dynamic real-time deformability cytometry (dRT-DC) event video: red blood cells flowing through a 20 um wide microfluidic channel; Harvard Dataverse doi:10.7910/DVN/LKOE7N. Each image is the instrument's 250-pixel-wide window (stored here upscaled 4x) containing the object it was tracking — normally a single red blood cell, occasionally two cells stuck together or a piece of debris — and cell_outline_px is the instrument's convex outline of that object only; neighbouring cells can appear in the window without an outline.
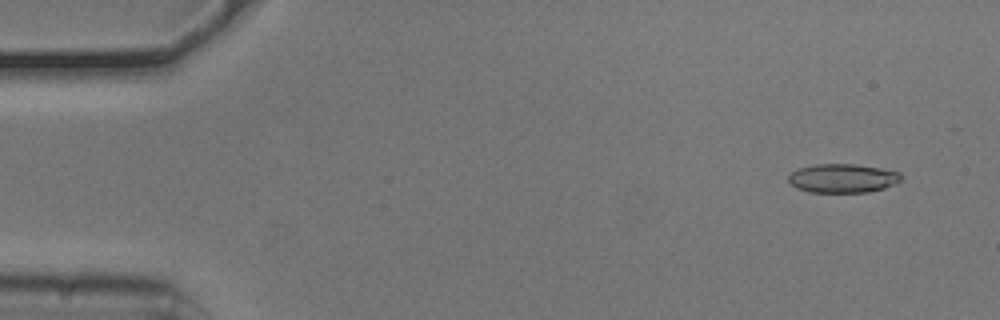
{"species": "common noctule bat (a hibernating species)", "species_latin": "Nyctalus noctula", "temperature_condition": "cold", "stored_images_in_passage": 30, "camera_frame_rate_fps": 3000, "um_per_image_px": 0.085, "animal": {"sex": "male", "body_mass_g": 20.5, "forearm_length_mm": 52.5}, "frame": {"image": 1, "passage_image": 4, "time_ms": 1.0, "image_size_px": [1000, 320], "cell_outline_px": [[900, 180], [896, 184], [884, 188], [868, 192], [808, 192], [796, 188], [788, 180], [788, 176], [792, 172], [800, 168], [816, 164], [856, 164], [880, 168], [900, 172]], "centroid_in_image_um": [71.63, 15.15], "position_along_channel_um": 13.4, "area_um2": 18.9}}
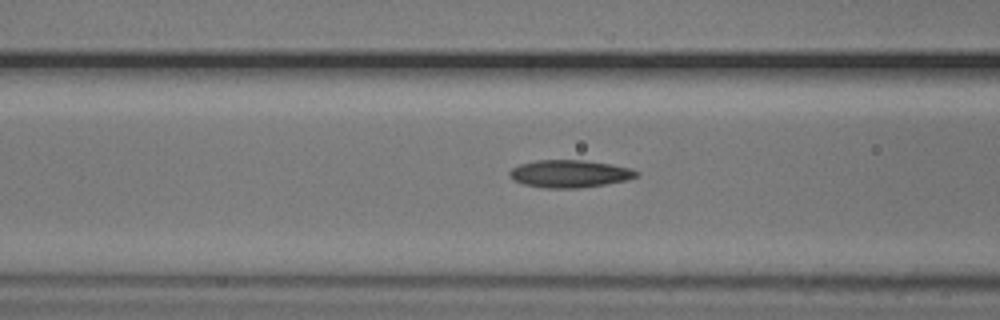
{"frame": {"image": 2, "passage_image": 21, "time_ms": 6.667, "image_size_px": [1000, 320], "cell_outline_px": [[640, 172], [636, 176], [628, 180], [580, 188], [544, 188], [524, 184], [512, 180], [508, 172], [512, 168], [520, 164], [536, 160], [584, 160], [612, 164], [632, 168]], "centroid_in_image_um": [48.42, 14.76], "position_along_channel_um": 118.2, "area_um2": 20.46}}
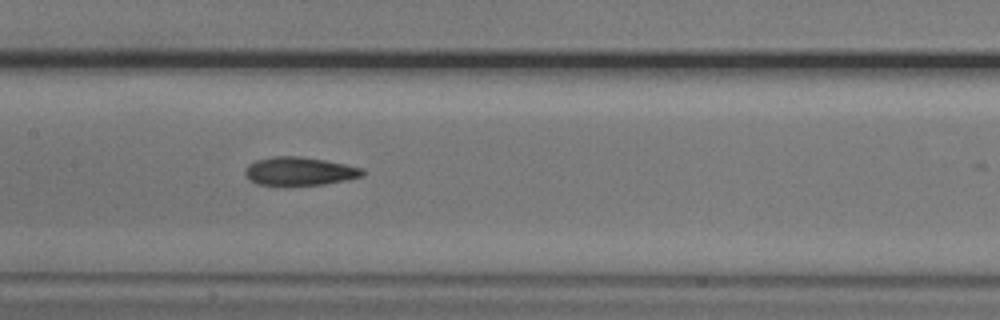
{"frame": {"image": 3, "passage_image": 26, "time_ms": 8.333, "image_size_px": [1000, 320], "cell_outline_px": [[364, 176], [348, 180], [324, 184], [284, 188], [256, 184], [244, 172], [244, 168], [248, 164], [256, 160], [272, 156], [300, 156], [324, 160], [364, 168]], "centroid_in_image_um": [25.44, 14.59], "position_along_channel_um": 182.0, "area_um2": 20.17}}